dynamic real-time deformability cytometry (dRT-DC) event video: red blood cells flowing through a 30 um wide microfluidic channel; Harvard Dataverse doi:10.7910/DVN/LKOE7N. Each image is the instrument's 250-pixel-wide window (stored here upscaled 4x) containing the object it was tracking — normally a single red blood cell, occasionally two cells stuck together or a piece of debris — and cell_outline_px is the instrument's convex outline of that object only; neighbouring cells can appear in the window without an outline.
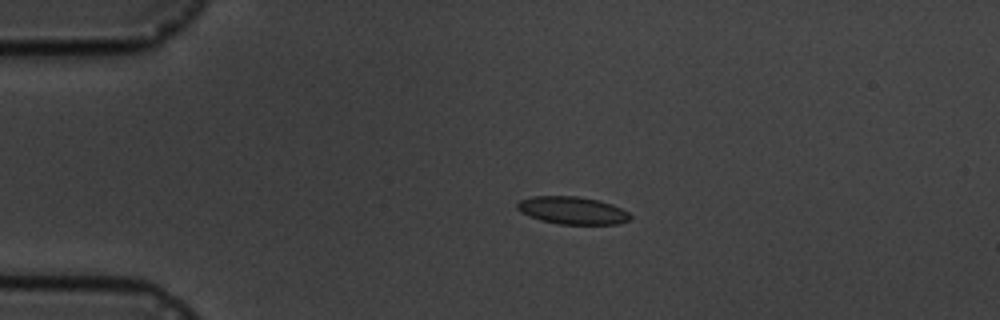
{"species": "common noctule bat (a hibernating species)", "species_latin": "Nyctalus noctula", "temperature_condition": "cold", "stored_images_in_passage": 4, "camera_frame_rate_fps": 3000, "um_per_image_px": 0.085, "animal": {"sex": "male", "body_mass_g": 19.5, "forearm_length_mm": 54.6}, "frame": {"image": 1, "passage_image": 3, "time_ms": 3.0, "image_size_px": [1000, 320], "cell_outline_px": [[632, 216], [628, 220], [616, 224], [560, 224], [540, 220], [528, 216], [520, 212], [516, 208], [516, 204], [520, 200], [532, 196], [576, 196], [600, 200], [612, 204], [628, 212]], "centroid_in_image_um": [48.62, 17.88], "position_along_channel_um": 36.4, "area_um2": 18.21}}